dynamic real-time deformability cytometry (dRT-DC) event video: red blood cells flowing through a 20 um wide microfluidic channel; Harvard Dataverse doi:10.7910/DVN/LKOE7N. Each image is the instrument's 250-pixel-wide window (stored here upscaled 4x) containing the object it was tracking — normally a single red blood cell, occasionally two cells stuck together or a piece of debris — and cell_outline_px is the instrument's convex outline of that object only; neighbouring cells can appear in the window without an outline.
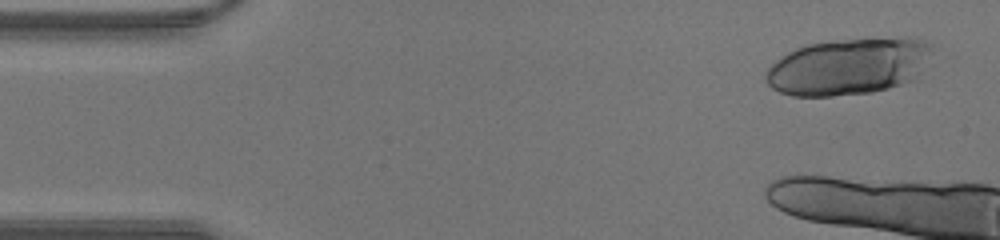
{"species": "human", "species_latin": "Homo sapiens", "temperature_condition": "warm", "stored_images_in_passage": 7, "camera_frame_rate_fps": 3000, "um_per_image_px": 0.085, "donor": {"sex": "male"}, "frame": {"image": 1, "passage_image": 2, "time_ms": 0.333, "image_size_px": [1000, 240], "cell_outline_px": [[932, 52], [916, 80], [888, 88], [872, 92], [832, 96], [792, 96], [780, 92], [772, 88], [768, 84], [764, 76], [764, 72], [780, 56], [796, 48], [808, 44], [844, 40], [904, 36], [908, 36], [924, 40], [932, 44]], "centroid_in_image_um": [72.15, 5.64], "position_along_channel_um": 12.9, "area_um2": 55.43}}